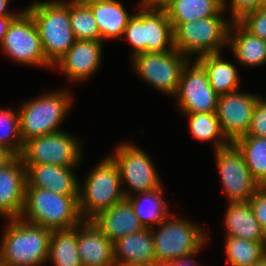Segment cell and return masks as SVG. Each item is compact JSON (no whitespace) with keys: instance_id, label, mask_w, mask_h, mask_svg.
Masks as SVG:
<instances>
[{"instance_id":"6da1fadb","label":"cell","mask_w":266,"mask_h":266,"mask_svg":"<svg viewBox=\"0 0 266 266\" xmlns=\"http://www.w3.org/2000/svg\"><path fill=\"white\" fill-rule=\"evenodd\" d=\"M0 241L2 266H42L48 261L51 230L23 221L8 220Z\"/></svg>"},{"instance_id":"7a4b0ae2","label":"cell","mask_w":266,"mask_h":266,"mask_svg":"<svg viewBox=\"0 0 266 266\" xmlns=\"http://www.w3.org/2000/svg\"><path fill=\"white\" fill-rule=\"evenodd\" d=\"M37 26L44 55L54 66L77 40L70 23V1H33L24 8Z\"/></svg>"},{"instance_id":"3957f363","label":"cell","mask_w":266,"mask_h":266,"mask_svg":"<svg viewBox=\"0 0 266 266\" xmlns=\"http://www.w3.org/2000/svg\"><path fill=\"white\" fill-rule=\"evenodd\" d=\"M139 2L122 36L133 48L131 58L143 52L173 50V28L166 10L153 2Z\"/></svg>"},{"instance_id":"277c9868","label":"cell","mask_w":266,"mask_h":266,"mask_svg":"<svg viewBox=\"0 0 266 266\" xmlns=\"http://www.w3.org/2000/svg\"><path fill=\"white\" fill-rule=\"evenodd\" d=\"M79 196H64L38 187H26L21 219L52 230L72 228L83 220Z\"/></svg>"},{"instance_id":"5b68a950","label":"cell","mask_w":266,"mask_h":266,"mask_svg":"<svg viewBox=\"0 0 266 266\" xmlns=\"http://www.w3.org/2000/svg\"><path fill=\"white\" fill-rule=\"evenodd\" d=\"M41 95V96H40ZM18 108L19 130L23 144L34 138L61 131L60 124L72 107L73 98L66 89L49 91Z\"/></svg>"},{"instance_id":"8992f818","label":"cell","mask_w":266,"mask_h":266,"mask_svg":"<svg viewBox=\"0 0 266 266\" xmlns=\"http://www.w3.org/2000/svg\"><path fill=\"white\" fill-rule=\"evenodd\" d=\"M91 170L82 186L79 183V211L83 221H91L125 199L119 169L109 155Z\"/></svg>"},{"instance_id":"52a82bcc","label":"cell","mask_w":266,"mask_h":266,"mask_svg":"<svg viewBox=\"0 0 266 266\" xmlns=\"http://www.w3.org/2000/svg\"><path fill=\"white\" fill-rule=\"evenodd\" d=\"M222 9L217 15L187 23H180L173 29L174 49L189 60L201 56L221 53L228 45V34L232 21L224 18Z\"/></svg>"},{"instance_id":"ba28073f","label":"cell","mask_w":266,"mask_h":266,"mask_svg":"<svg viewBox=\"0 0 266 266\" xmlns=\"http://www.w3.org/2000/svg\"><path fill=\"white\" fill-rule=\"evenodd\" d=\"M171 215L157 230L151 228L156 262H172L198 251L207 243V233L194 222Z\"/></svg>"},{"instance_id":"9c48e42d","label":"cell","mask_w":266,"mask_h":266,"mask_svg":"<svg viewBox=\"0 0 266 266\" xmlns=\"http://www.w3.org/2000/svg\"><path fill=\"white\" fill-rule=\"evenodd\" d=\"M130 59L133 70L142 81L171 97L176 95L182 69L189 61L176 49L166 52H143Z\"/></svg>"},{"instance_id":"30bf717a","label":"cell","mask_w":266,"mask_h":266,"mask_svg":"<svg viewBox=\"0 0 266 266\" xmlns=\"http://www.w3.org/2000/svg\"><path fill=\"white\" fill-rule=\"evenodd\" d=\"M81 147V141L74 135L61 130L26 141L20 157L24 165L54 164L77 168L83 157Z\"/></svg>"},{"instance_id":"8fae6325","label":"cell","mask_w":266,"mask_h":266,"mask_svg":"<svg viewBox=\"0 0 266 266\" xmlns=\"http://www.w3.org/2000/svg\"><path fill=\"white\" fill-rule=\"evenodd\" d=\"M130 142L120 143L114 153L110 154L117 164L122 184L127 183V187L129 186V190L122 187L125 198L136 193L155 190L162 185L149 154L132 143V140Z\"/></svg>"},{"instance_id":"7c38bea8","label":"cell","mask_w":266,"mask_h":266,"mask_svg":"<svg viewBox=\"0 0 266 266\" xmlns=\"http://www.w3.org/2000/svg\"><path fill=\"white\" fill-rule=\"evenodd\" d=\"M1 48L2 53L21 65L54 68L44 55L33 17L25 9L9 24Z\"/></svg>"},{"instance_id":"4fadbf2b","label":"cell","mask_w":266,"mask_h":266,"mask_svg":"<svg viewBox=\"0 0 266 266\" xmlns=\"http://www.w3.org/2000/svg\"><path fill=\"white\" fill-rule=\"evenodd\" d=\"M222 189L228 202H249L261 187L253 178L238 148L230 143L214 151Z\"/></svg>"},{"instance_id":"5bb4252c","label":"cell","mask_w":266,"mask_h":266,"mask_svg":"<svg viewBox=\"0 0 266 266\" xmlns=\"http://www.w3.org/2000/svg\"><path fill=\"white\" fill-rule=\"evenodd\" d=\"M183 67L174 96L183 114L216 112L219 95L210 86L205 69L195 60Z\"/></svg>"},{"instance_id":"9a60e30c","label":"cell","mask_w":266,"mask_h":266,"mask_svg":"<svg viewBox=\"0 0 266 266\" xmlns=\"http://www.w3.org/2000/svg\"><path fill=\"white\" fill-rule=\"evenodd\" d=\"M260 98L261 96L240 90L218 97L216 116L230 143L247 134L254 108Z\"/></svg>"},{"instance_id":"2e32d148","label":"cell","mask_w":266,"mask_h":266,"mask_svg":"<svg viewBox=\"0 0 266 266\" xmlns=\"http://www.w3.org/2000/svg\"><path fill=\"white\" fill-rule=\"evenodd\" d=\"M102 49L103 41L76 40L53 67L58 68L68 81L83 82L100 68Z\"/></svg>"},{"instance_id":"e0dca14e","label":"cell","mask_w":266,"mask_h":266,"mask_svg":"<svg viewBox=\"0 0 266 266\" xmlns=\"http://www.w3.org/2000/svg\"><path fill=\"white\" fill-rule=\"evenodd\" d=\"M26 184V168L20 156L0 167V215L6 220L21 217Z\"/></svg>"},{"instance_id":"ac0fdd59","label":"cell","mask_w":266,"mask_h":266,"mask_svg":"<svg viewBox=\"0 0 266 266\" xmlns=\"http://www.w3.org/2000/svg\"><path fill=\"white\" fill-rule=\"evenodd\" d=\"M26 168V187L51 190L64 196H79V183L74 174L75 167L54 164L24 165Z\"/></svg>"},{"instance_id":"d6986e66","label":"cell","mask_w":266,"mask_h":266,"mask_svg":"<svg viewBox=\"0 0 266 266\" xmlns=\"http://www.w3.org/2000/svg\"><path fill=\"white\" fill-rule=\"evenodd\" d=\"M77 250L82 266H116L113 243L92 221L77 225Z\"/></svg>"},{"instance_id":"ffe728a7","label":"cell","mask_w":266,"mask_h":266,"mask_svg":"<svg viewBox=\"0 0 266 266\" xmlns=\"http://www.w3.org/2000/svg\"><path fill=\"white\" fill-rule=\"evenodd\" d=\"M91 221L112 243L123 236L145 229L126 198Z\"/></svg>"},{"instance_id":"44dd1931","label":"cell","mask_w":266,"mask_h":266,"mask_svg":"<svg viewBox=\"0 0 266 266\" xmlns=\"http://www.w3.org/2000/svg\"><path fill=\"white\" fill-rule=\"evenodd\" d=\"M116 266L142 264L151 266L156 262L151 229H143L123 236L113 243Z\"/></svg>"},{"instance_id":"7402d4cb","label":"cell","mask_w":266,"mask_h":266,"mask_svg":"<svg viewBox=\"0 0 266 266\" xmlns=\"http://www.w3.org/2000/svg\"><path fill=\"white\" fill-rule=\"evenodd\" d=\"M228 45L241 66L258 67L266 63V40L252 35L239 22L230 25Z\"/></svg>"},{"instance_id":"603a6c76","label":"cell","mask_w":266,"mask_h":266,"mask_svg":"<svg viewBox=\"0 0 266 266\" xmlns=\"http://www.w3.org/2000/svg\"><path fill=\"white\" fill-rule=\"evenodd\" d=\"M227 206L224 214L225 236L266 241V236L249 202H228Z\"/></svg>"},{"instance_id":"cb8c5ba5","label":"cell","mask_w":266,"mask_h":266,"mask_svg":"<svg viewBox=\"0 0 266 266\" xmlns=\"http://www.w3.org/2000/svg\"><path fill=\"white\" fill-rule=\"evenodd\" d=\"M93 13L100 34V41L122 39L129 19L133 16L127 12L118 0H106L88 5Z\"/></svg>"},{"instance_id":"d4e9b609","label":"cell","mask_w":266,"mask_h":266,"mask_svg":"<svg viewBox=\"0 0 266 266\" xmlns=\"http://www.w3.org/2000/svg\"><path fill=\"white\" fill-rule=\"evenodd\" d=\"M164 8L174 29L180 23L217 15L222 10V0H157Z\"/></svg>"},{"instance_id":"484cf974","label":"cell","mask_w":266,"mask_h":266,"mask_svg":"<svg viewBox=\"0 0 266 266\" xmlns=\"http://www.w3.org/2000/svg\"><path fill=\"white\" fill-rule=\"evenodd\" d=\"M223 53H213L196 60L206 71L210 86L220 96L240 89L236 66L222 58Z\"/></svg>"},{"instance_id":"4316f807","label":"cell","mask_w":266,"mask_h":266,"mask_svg":"<svg viewBox=\"0 0 266 266\" xmlns=\"http://www.w3.org/2000/svg\"><path fill=\"white\" fill-rule=\"evenodd\" d=\"M163 189L162 184L155 190L136 193L126 198L145 229L158 226L170 216L169 205L163 198Z\"/></svg>"},{"instance_id":"83f0119b","label":"cell","mask_w":266,"mask_h":266,"mask_svg":"<svg viewBox=\"0 0 266 266\" xmlns=\"http://www.w3.org/2000/svg\"><path fill=\"white\" fill-rule=\"evenodd\" d=\"M47 262L53 266H82L77 250V226L51 231Z\"/></svg>"},{"instance_id":"f1b7e54d","label":"cell","mask_w":266,"mask_h":266,"mask_svg":"<svg viewBox=\"0 0 266 266\" xmlns=\"http://www.w3.org/2000/svg\"><path fill=\"white\" fill-rule=\"evenodd\" d=\"M233 144L241 152L253 178L260 186H266V138L242 136Z\"/></svg>"},{"instance_id":"f546056e","label":"cell","mask_w":266,"mask_h":266,"mask_svg":"<svg viewBox=\"0 0 266 266\" xmlns=\"http://www.w3.org/2000/svg\"><path fill=\"white\" fill-rule=\"evenodd\" d=\"M225 257L230 266H251L266 253V241H250L237 237H225Z\"/></svg>"},{"instance_id":"4dcf8cb0","label":"cell","mask_w":266,"mask_h":266,"mask_svg":"<svg viewBox=\"0 0 266 266\" xmlns=\"http://www.w3.org/2000/svg\"><path fill=\"white\" fill-rule=\"evenodd\" d=\"M184 115L188 117L191 135L198 141L212 142L213 140L214 151L230 144L222 132L216 112L188 113Z\"/></svg>"},{"instance_id":"1f68e13d","label":"cell","mask_w":266,"mask_h":266,"mask_svg":"<svg viewBox=\"0 0 266 266\" xmlns=\"http://www.w3.org/2000/svg\"><path fill=\"white\" fill-rule=\"evenodd\" d=\"M70 23L77 40L100 41L97 23L88 5L70 0Z\"/></svg>"},{"instance_id":"d6a6232c","label":"cell","mask_w":266,"mask_h":266,"mask_svg":"<svg viewBox=\"0 0 266 266\" xmlns=\"http://www.w3.org/2000/svg\"><path fill=\"white\" fill-rule=\"evenodd\" d=\"M0 145L7 147L16 156H20L23 149V142L19 130L18 109H0Z\"/></svg>"},{"instance_id":"836d02e7","label":"cell","mask_w":266,"mask_h":266,"mask_svg":"<svg viewBox=\"0 0 266 266\" xmlns=\"http://www.w3.org/2000/svg\"><path fill=\"white\" fill-rule=\"evenodd\" d=\"M238 22L252 35L266 40V8L247 13Z\"/></svg>"},{"instance_id":"e575fe53","label":"cell","mask_w":266,"mask_h":266,"mask_svg":"<svg viewBox=\"0 0 266 266\" xmlns=\"http://www.w3.org/2000/svg\"><path fill=\"white\" fill-rule=\"evenodd\" d=\"M245 136L266 138V99L263 97L257 101L249 130Z\"/></svg>"},{"instance_id":"d590c367","label":"cell","mask_w":266,"mask_h":266,"mask_svg":"<svg viewBox=\"0 0 266 266\" xmlns=\"http://www.w3.org/2000/svg\"><path fill=\"white\" fill-rule=\"evenodd\" d=\"M230 4H228V3ZM230 6L231 21L238 22L247 13L253 12L260 8L259 0H222V9L226 11L227 6Z\"/></svg>"},{"instance_id":"8d00e7d4","label":"cell","mask_w":266,"mask_h":266,"mask_svg":"<svg viewBox=\"0 0 266 266\" xmlns=\"http://www.w3.org/2000/svg\"><path fill=\"white\" fill-rule=\"evenodd\" d=\"M255 218L266 236V186H261L249 199Z\"/></svg>"},{"instance_id":"74e56055","label":"cell","mask_w":266,"mask_h":266,"mask_svg":"<svg viewBox=\"0 0 266 266\" xmlns=\"http://www.w3.org/2000/svg\"><path fill=\"white\" fill-rule=\"evenodd\" d=\"M204 247V245L196 252L190 254V255H187V256H183V257H180L174 261H172L173 265L174 266H198L197 264V261L195 260V255L197 253H199V251L203 250L202 248Z\"/></svg>"},{"instance_id":"f35d334b","label":"cell","mask_w":266,"mask_h":266,"mask_svg":"<svg viewBox=\"0 0 266 266\" xmlns=\"http://www.w3.org/2000/svg\"><path fill=\"white\" fill-rule=\"evenodd\" d=\"M17 16H3L0 17V47H2L4 43V37L7 32L9 24L12 22L14 18Z\"/></svg>"},{"instance_id":"ab89813d","label":"cell","mask_w":266,"mask_h":266,"mask_svg":"<svg viewBox=\"0 0 266 266\" xmlns=\"http://www.w3.org/2000/svg\"><path fill=\"white\" fill-rule=\"evenodd\" d=\"M15 156L7 147L0 145V167L8 164Z\"/></svg>"},{"instance_id":"60d3db41","label":"cell","mask_w":266,"mask_h":266,"mask_svg":"<svg viewBox=\"0 0 266 266\" xmlns=\"http://www.w3.org/2000/svg\"><path fill=\"white\" fill-rule=\"evenodd\" d=\"M10 1L13 0H0V17L3 16H18L24 9H21L19 11L13 12L10 9L8 10V6L11 3Z\"/></svg>"},{"instance_id":"b9f144b4","label":"cell","mask_w":266,"mask_h":266,"mask_svg":"<svg viewBox=\"0 0 266 266\" xmlns=\"http://www.w3.org/2000/svg\"><path fill=\"white\" fill-rule=\"evenodd\" d=\"M77 3H80L82 5H90L93 3L101 2V1H106V0H73Z\"/></svg>"},{"instance_id":"7bdbcfd3","label":"cell","mask_w":266,"mask_h":266,"mask_svg":"<svg viewBox=\"0 0 266 266\" xmlns=\"http://www.w3.org/2000/svg\"><path fill=\"white\" fill-rule=\"evenodd\" d=\"M151 266H174L172 262H155Z\"/></svg>"},{"instance_id":"ee69618b","label":"cell","mask_w":266,"mask_h":266,"mask_svg":"<svg viewBox=\"0 0 266 266\" xmlns=\"http://www.w3.org/2000/svg\"><path fill=\"white\" fill-rule=\"evenodd\" d=\"M251 266H266V256H264L261 260L258 262L254 263Z\"/></svg>"},{"instance_id":"f6af8a7d","label":"cell","mask_w":266,"mask_h":266,"mask_svg":"<svg viewBox=\"0 0 266 266\" xmlns=\"http://www.w3.org/2000/svg\"><path fill=\"white\" fill-rule=\"evenodd\" d=\"M260 8H266V0H259Z\"/></svg>"},{"instance_id":"bcb514c9","label":"cell","mask_w":266,"mask_h":266,"mask_svg":"<svg viewBox=\"0 0 266 266\" xmlns=\"http://www.w3.org/2000/svg\"><path fill=\"white\" fill-rule=\"evenodd\" d=\"M120 266H149V265H142V264H125Z\"/></svg>"},{"instance_id":"7dc6e473","label":"cell","mask_w":266,"mask_h":266,"mask_svg":"<svg viewBox=\"0 0 266 266\" xmlns=\"http://www.w3.org/2000/svg\"><path fill=\"white\" fill-rule=\"evenodd\" d=\"M142 2H153L155 3L157 0H141Z\"/></svg>"}]
</instances>
